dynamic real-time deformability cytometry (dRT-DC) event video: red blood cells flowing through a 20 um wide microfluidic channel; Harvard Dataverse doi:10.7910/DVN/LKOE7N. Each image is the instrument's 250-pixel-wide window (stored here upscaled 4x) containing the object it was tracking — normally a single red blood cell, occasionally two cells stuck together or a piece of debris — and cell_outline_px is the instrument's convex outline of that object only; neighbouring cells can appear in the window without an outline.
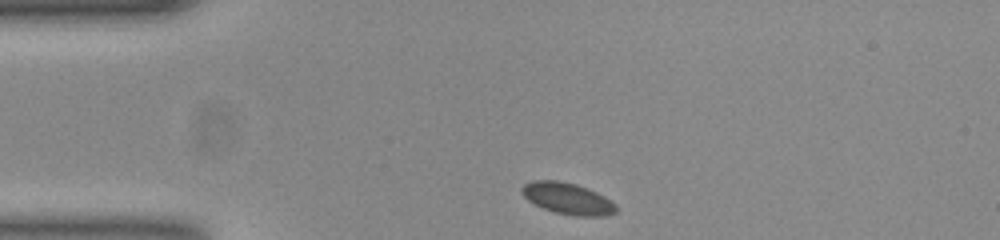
{"species": "common noctule bat (a hibernating species)", "species_latin": "Nyctalus noctula", "temperature_condition": "room temperature", "stored_images_in_passage": 43, "camera_frame_rate_fps": 3000, "um_per_image_px": 0.085, "animal": {"sex": "female", "body_mass_g": 23.0, "forearm_length_mm": 53.4}, "frame": {"image": 1, "passage_image": 1, "time_ms": 0.0, "image_size_px": [1000, 240], "cell_outline_px": [[616, 212], [608, 216], [576, 216], [552, 212], [528, 200], [520, 192], [520, 188], [524, 184], [532, 180], [556, 180], [576, 184], [596, 192], [604, 196], [616, 204]], "centroid_in_image_um": [48.24, 16.88], "position_along_channel_um": 36.8, "area_um2": 17.34}}
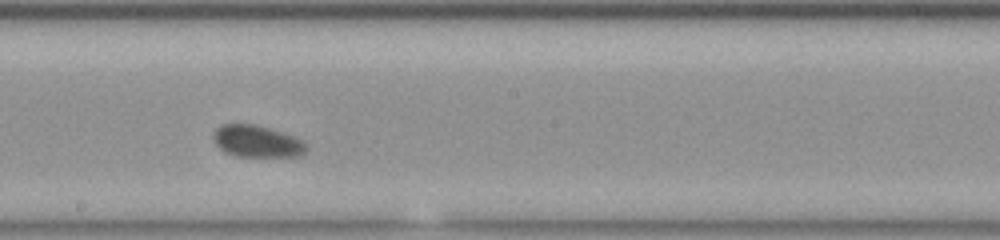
{"frame": {"image": 2, "passage_image": 19, "time_ms": 6.0, "image_size_px": [1000, 240], "cell_outline_px": [[308, 148], [300, 156], [236, 156], [220, 148], [216, 144], [212, 136], [216, 128], [220, 124], [256, 124], [292, 136], [300, 140]], "centroid_in_image_um": [21.8, 12.0], "position_along_channel_um": 226.4, "area_um2": 16.94}}
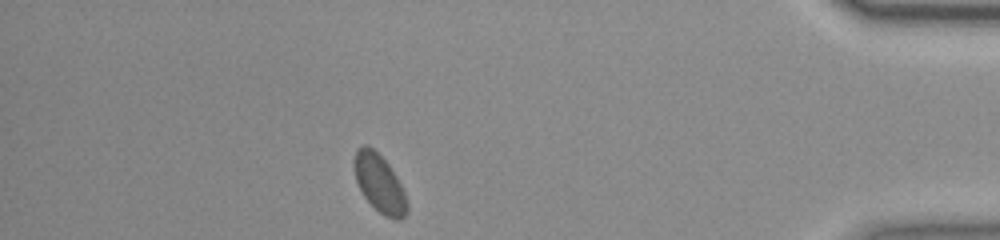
{"frame": {"image": 3, "passage_image": 37, "time_ms": 12.0, "image_size_px": [1000, 240], "cell_outline_px": [[408, 212], [400, 220], [392, 220], [384, 216], [364, 196], [356, 180], [356, 148], [360, 144], [364, 144], [372, 148], [388, 164], [396, 176], [404, 192], [408, 204]], "centroid_in_image_um": [32.3, 15.63], "position_along_channel_um": 402.9, "area_um2": 17.4}, "authors_computed_cell_mechanics": {"area_um2": 17.3978, "velocity_mm_per_s": 3.7384, "shape_relaxation_time_tau1_ms": 1.0971, "shape_relaxation_time_tau2_ms": null, "deformation_change_tau1": 0.0435, "deformation_change_tau2": null}}